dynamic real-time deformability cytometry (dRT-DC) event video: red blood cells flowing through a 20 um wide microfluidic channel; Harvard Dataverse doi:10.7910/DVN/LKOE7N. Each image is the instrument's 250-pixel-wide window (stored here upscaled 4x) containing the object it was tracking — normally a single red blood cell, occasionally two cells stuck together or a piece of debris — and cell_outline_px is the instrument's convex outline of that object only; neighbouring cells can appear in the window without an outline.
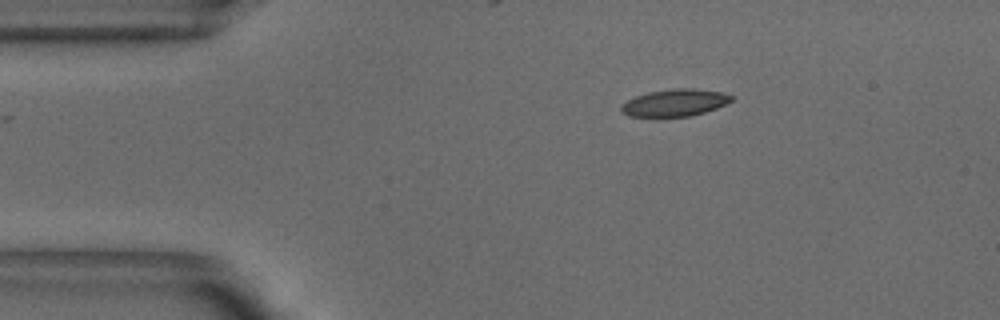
{"species": "common noctule bat (a hibernating species)", "species_latin": "Nyctalus noctula", "temperature_condition": "warm", "stored_images_in_passage": 44, "camera_frame_rate_fps": 3000, "um_per_image_px": 0.085, "animal": {"sex": "male", "body_mass_g": 18.8}, "frame": {"image": 1, "passage_image": 1, "time_ms": 0.0, "image_size_px": [1000, 320], "cell_outline_px": [[732, 100], [716, 108], [704, 112], [688, 116], [656, 120], [652, 120], [628, 116], [620, 112], [620, 104], [636, 96], [648, 92], [676, 88], [692, 88], [720, 92], [732, 96]], "centroid_in_image_um": [57.23, 8.79], "position_along_channel_um": 27.8, "area_um2": 18.09}}
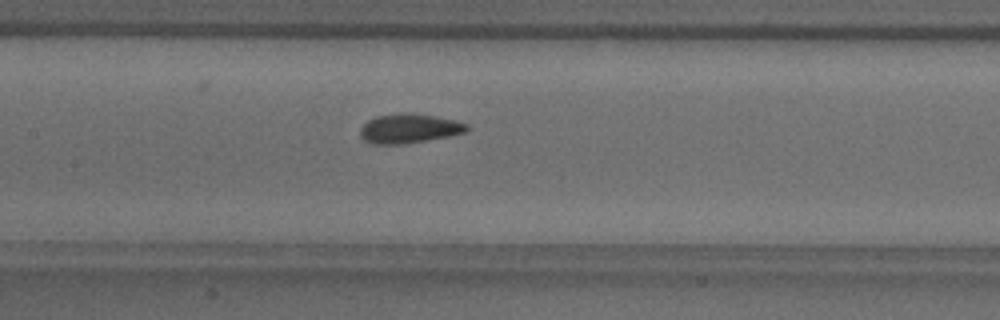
{"frame": {"image": 2, "passage_image": 16, "time_ms": 5.0, "image_size_px": [1000, 320], "cell_outline_px": [[468, 132], [448, 136], [400, 144], [372, 144], [364, 140], [360, 136], [360, 128], [368, 120], [376, 116], [400, 112], [412, 112], [456, 120], [468, 124]], "centroid_in_image_um": [34.77, 10.9], "position_along_channel_um": 172.6, "area_um2": 18.32}}
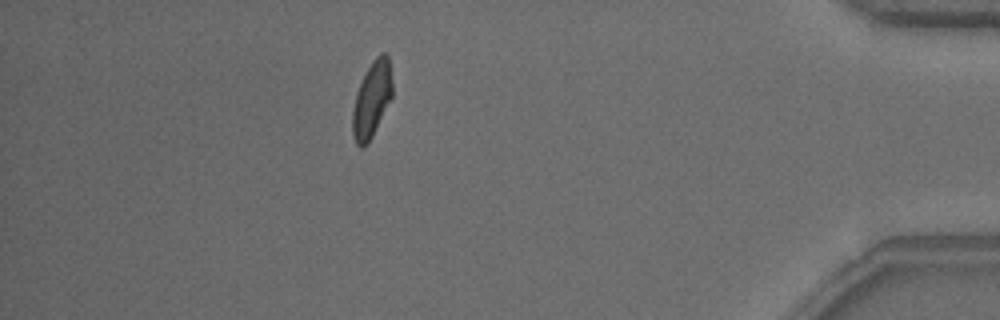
{"frame": {"image": 3, "passage_image": 38, "time_ms": 12.333, "image_size_px": [1000, 320], "cell_outline_px": [[392, 96], [368, 144], [364, 148], [360, 148], [356, 144], [352, 136], [352, 112], [356, 92], [372, 60], [380, 52], [384, 52], [388, 56], [392, 84]], "centroid_in_image_um": [31.58, 8.48], "position_along_channel_um": 403.6, "area_um2": 17.51}, "authors_computed_cell_mechanics": {"area_um2": 17.9758, "velocity_mm_per_s": 3.8429, "shape_relaxation_time_tau1_ms": 7.7113, "shape_relaxation_time_tau2_ms": 1.1111, "deformation_change_tau1": 0.1798, "deformation_change_tau2": 0.0767}}